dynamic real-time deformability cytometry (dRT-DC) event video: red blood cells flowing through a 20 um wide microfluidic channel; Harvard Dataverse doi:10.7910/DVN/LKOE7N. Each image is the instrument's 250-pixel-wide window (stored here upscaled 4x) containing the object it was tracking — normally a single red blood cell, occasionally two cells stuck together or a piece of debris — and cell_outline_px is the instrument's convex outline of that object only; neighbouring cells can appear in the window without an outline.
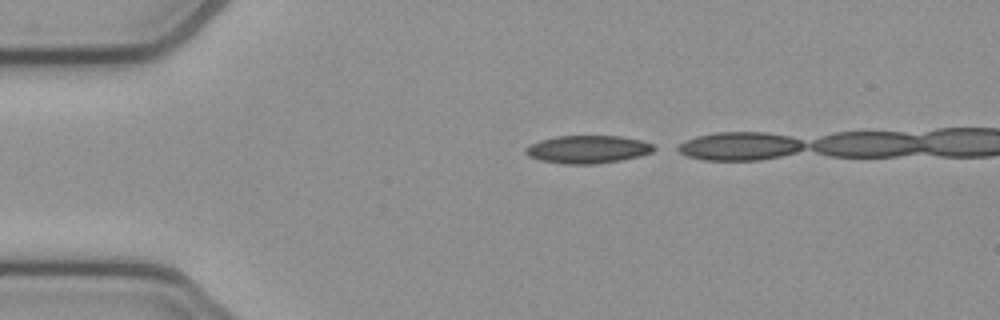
{"species": "common noctule bat (a hibernating species)", "species_latin": "Nyctalus noctula", "temperature_condition": "cold", "stored_images_in_passage": 4, "camera_frame_rate_fps": 3000, "um_per_image_px": 0.085, "animal": {"sex": "female", "body_mass_g": 21.9}, "frame": {"image": 1, "passage_image": 1, "time_ms": 0.0, "image_size_px": [1000, 320], "cell_outline_px": [[660, 148], [652, 152], [640, 156], [620, 160], [596, 164], [564, 164], [540, 160], [528, 156], [524, 152], [524, 148], [540, 140], [556, 136], [620, 136], [640, 140], [652, 144]], "centroid_in_image_um": [49.97, 12.7], "position_along_channel_um": 35.0, "area_um2": 20.92}}